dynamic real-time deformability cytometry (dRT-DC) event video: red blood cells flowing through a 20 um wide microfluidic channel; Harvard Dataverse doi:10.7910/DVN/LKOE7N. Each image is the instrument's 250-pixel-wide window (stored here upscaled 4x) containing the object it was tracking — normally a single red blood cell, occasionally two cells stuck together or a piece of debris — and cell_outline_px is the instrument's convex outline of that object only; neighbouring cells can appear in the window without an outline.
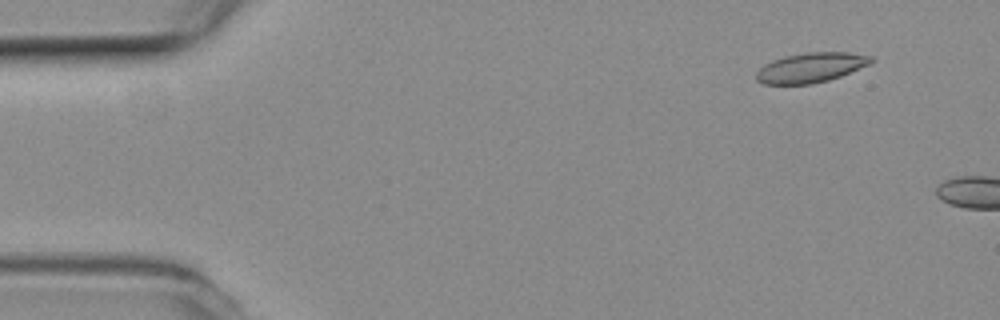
{"species": "common noctule bat (a hibernating species)", "species_latin": "Nyctalus noctula", "temperature_condition": "room temperature", "stored_images_in_passage": 8, "camera_frame_rate_fps": 3000, "um_per_image_px": 0.085, "animal": {"sex": "female", "body_mass_g": 19.3, "forearm_length_mm": 54.1}, "frame": {"image": 1, "passage_image": 5, "time_ms": 1.333, "image_size_px": [1000, 320], "cell_outline_px": [[872, 60], [868, 64], [840, 76], [828, 80], [812, 84], [764, 84], [756, 80], [756, 72], [764, 64], [772, 60], [784, 56], [808, 52], [848, 52], [872, 56]], "centroid_in_image_um": [68.87, 5.74], "position_along_channel_um": 16.1, "area_um2": 19.77}}